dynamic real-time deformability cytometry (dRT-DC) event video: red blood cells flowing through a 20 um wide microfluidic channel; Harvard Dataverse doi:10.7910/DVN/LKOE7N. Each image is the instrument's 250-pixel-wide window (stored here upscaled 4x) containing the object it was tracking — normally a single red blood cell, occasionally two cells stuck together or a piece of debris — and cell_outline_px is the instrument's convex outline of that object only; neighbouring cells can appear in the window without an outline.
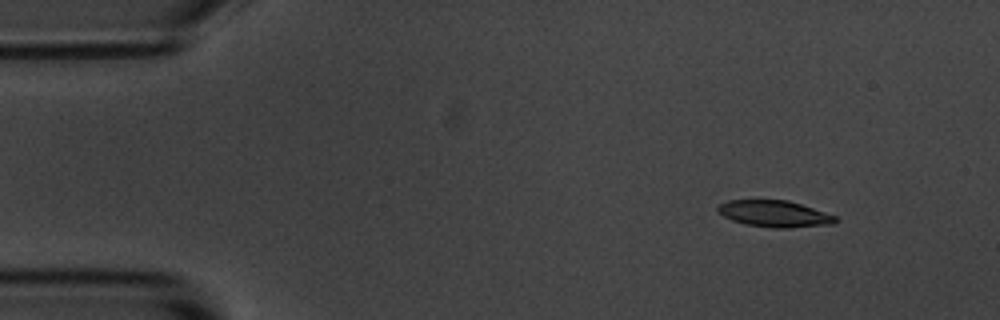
{"species": "common noctule bat (a hibernating species)", "species_latin": "Nyctalus noctula", "temperature_condition": "room temperature", "stored_images_in_passage": 7, "camera_frame_rate_fps": 3000, "um_per_image_px": 0.085, "animal": {"sex": "male", "body_mass_g": 20.1, "forearm_length_mm": 53.5}, "frame": {"image": 1, "passage_image": 1, "time_ms": 0.0, "image_size_px": [1000, 320], "cell_outline_px": [[840, 220], [832, 224], [788, 228], [772, 228], [748, 224], [732, 220], [724, 216], [716, 208], [720, 204], [728, 200], [788, 200], [836, 216]], "centroid_in_image_um": [65.85, 18.17], "position_along_channel_um": 19.1, "area_um2": 17.98}}
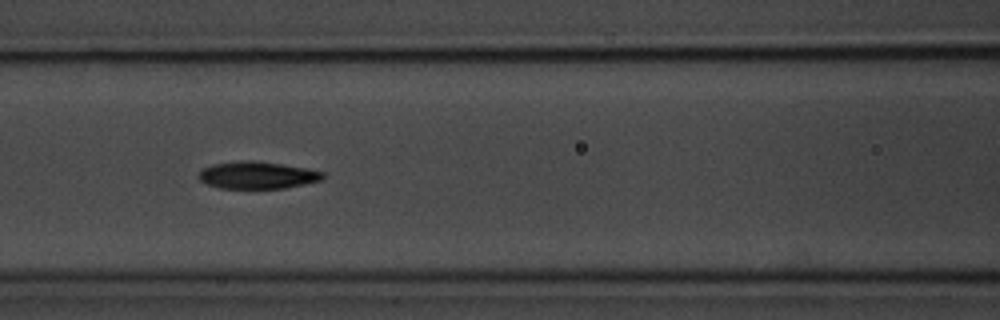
{"frame": {"image": 2, "passage_image": 6, "time_ms": 1.667, "image_size_px": [1000, 320], "cell_outline_px": [[324, 176], [320, 180], [304, 184], [284, 188], [220, 188], [208, 184], [200, 180], [196, 176], [204, 168], [212, 164], [240, 160], [252, 160], [280, 164], [304, 168], [324, 172]], "centroid_in_image_um": [21.83, 14.88], "position_along_channel_um": 144.8, "area_um2": 19.48}}
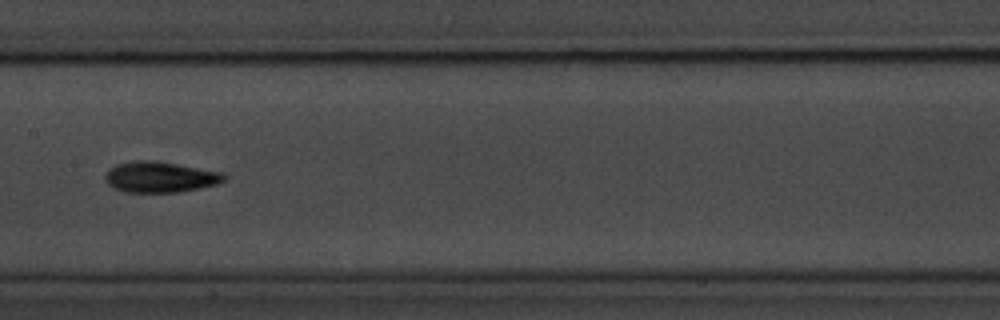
{"frame": {"image": 3, "passage_image": 7, "time_ms": 2.0, "image_size_px": [1000, 320], "cell_outline_px": [[228, 176], [224, 180], [216, 184], [200, 188], [180, 192], [124, 192], [108, 184], [104, 180], [104, 176], [116, 164], [132, 160], [152, 160], [224, 172]], "centroid_in_image_um": [13.62, 15.04], "position_along_channel_um": 193.8, "area_um2": 21.33}}